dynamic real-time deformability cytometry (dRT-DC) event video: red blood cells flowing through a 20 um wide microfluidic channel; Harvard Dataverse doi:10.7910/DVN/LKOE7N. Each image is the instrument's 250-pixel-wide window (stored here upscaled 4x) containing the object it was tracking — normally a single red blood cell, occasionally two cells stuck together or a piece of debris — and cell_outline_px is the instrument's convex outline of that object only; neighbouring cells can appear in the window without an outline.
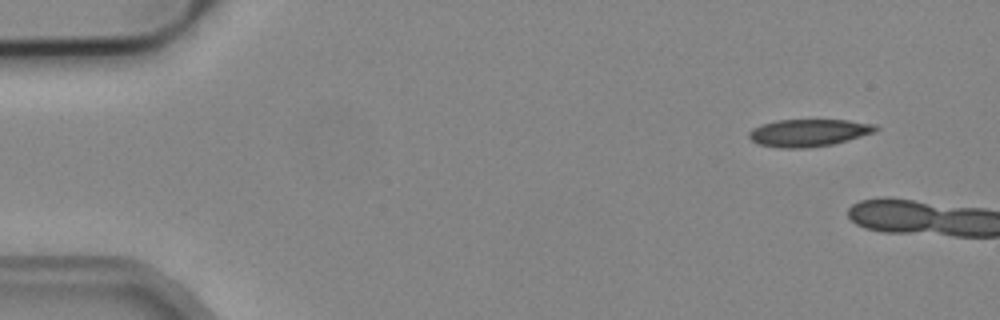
{"species": "common noctule bat (a hibernating species)", "species_latin": "Nyctalus noctula", "temperature_condition": "cold", "stored_images_in_passage": 2, "camera_frame_rate_fps": 3000, "um_per_image_px": 0.085, "animal": {"sex": "male", "body_mass_g": 19.2, "forearm_length_mm": 51.8}, "frame": {"image": 1, "passage_image": 1, "time_ms": 0.0, "image_size_px": [1000, 320], "cell_outline_px": [[880, 128], [876, 132], [848, 140], [832, 144], [804, 148], [780, 148], [760, 144], [752, 140], [748, 136], [748, 132], [752, 128], [760, 124], [776, 120], [848, 120], [876, 124]], "centroid_in_image_um": [68.75, 11.27], "position_along_channel_um": 16.3, "area_um2": 20.29}}